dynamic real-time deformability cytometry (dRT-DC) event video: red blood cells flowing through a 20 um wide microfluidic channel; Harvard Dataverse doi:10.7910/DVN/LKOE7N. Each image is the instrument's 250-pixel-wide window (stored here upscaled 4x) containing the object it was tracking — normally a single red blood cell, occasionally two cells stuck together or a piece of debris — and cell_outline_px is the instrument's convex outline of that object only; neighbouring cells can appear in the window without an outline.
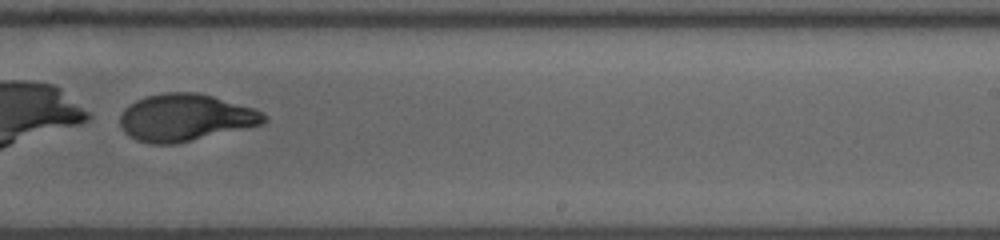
{"species": "human", "species_latin": "Homo sapiens", "temperature_condition": "room temperature", "stored_images_in_passage": 48, "camera_frame_rate_fps": 3000, "um_per_image_px": 0.085, "donor": {"sex": "male"}, "frame": {"image": 1, "passage_image": 38, "time_ms": 12.333, "image_size_px": [1000, 240], "cell_outline_px": [[268, 120], [264, 124], [176, 144], [148, 144], [136, 140], [128, 136], [124, 132], [120, 124], [120, 116], [124, 108], [136, 100], [148, 96], [164, 92], [196, 92], [212, 96], [256, 108], [268, 116]], "centroid_in_image_um": [15.77, 10.0], "position_along_channel_um": 273.2, "area_um2": 39.82}}
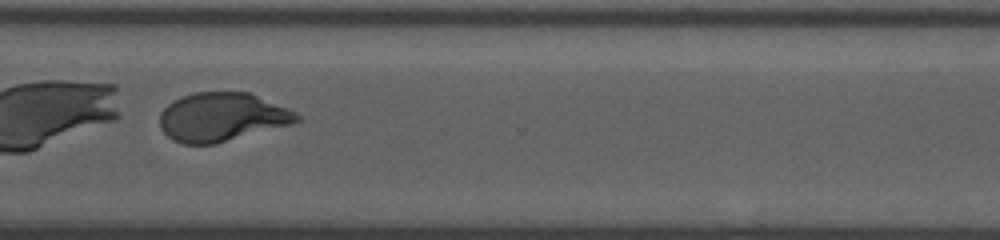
{"frame": {"image": 2, "passage_image": 44, "time_ms": 14.333, "image_size_px": [1000, 240], "cell_outline_px": [[300, 120], [292, 124], [216, 144], [184, 144], [172, 140], [160, 128], [160, 112], [168, 104], [184, 96], [196, 92], [248, 92], [288, 108], [296, 112], [300, 116]], "centroid_in_image_um": [18.87, 9.96], "position_along_channel_um": 351.7, "area_um2": 38.78}}